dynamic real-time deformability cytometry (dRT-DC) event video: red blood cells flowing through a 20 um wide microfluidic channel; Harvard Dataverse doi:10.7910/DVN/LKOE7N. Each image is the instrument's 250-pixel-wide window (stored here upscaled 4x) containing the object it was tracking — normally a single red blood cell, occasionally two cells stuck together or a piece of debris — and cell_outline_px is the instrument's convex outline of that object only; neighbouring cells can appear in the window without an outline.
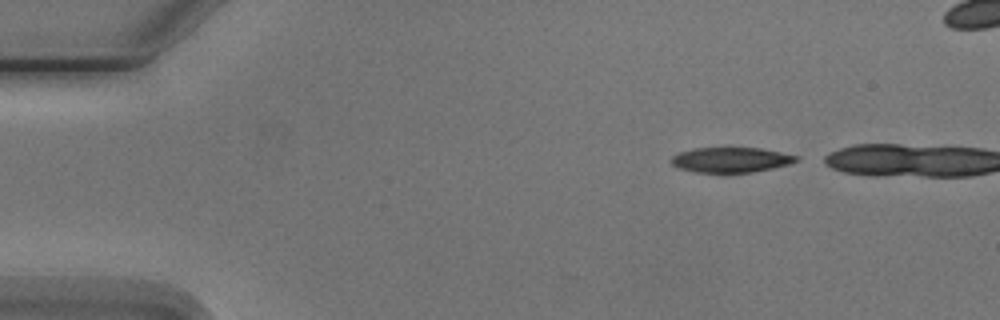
{"species": "Egyptian fruit bat (a non-hibernating species)", "species_latin": "Rousettus aegyptiacus", "temperature_condition": "cold", "stored_images_in_passage": 9, "camera_frame_rate_fps": 3000, "um_per_image_px": 0.085, "animal": {"sex": "male"}, "frame": {"image": 1, "passage_image": 1, "time_ms": 0.0, "image_size_px": [1000, 320], "cell_outline_px": [[800, 160], [788, 164], [772, 168], [752, 172], [724, 176], [720, 176], [696, 172], [680, 168], [672, 164], [672, 156], [680, 152], [696, 148], [760, 148], [800, 156]], "centroid_in_image_um": [62.14, 13.63], "position_along_channel_um": 22.9, "area_um2": 18.9}}
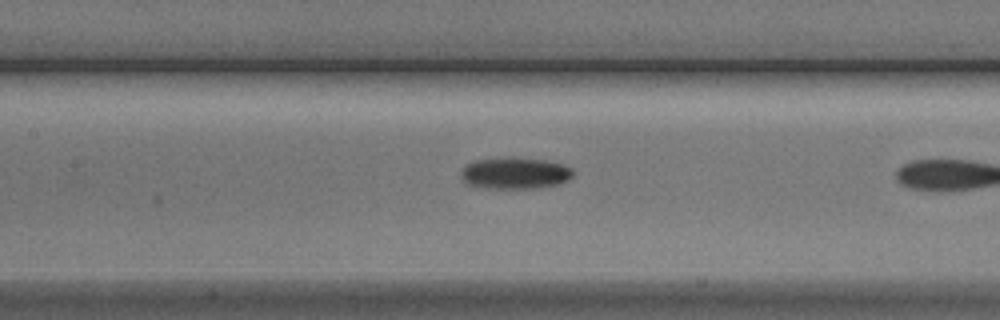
{"frame": {"image": 2, "passage_image": 7, "time_ms": 7.667, "image_size_px": [1000, 320], "cell_outline_px": [[572, 176], [568, 180], [560, 184], [536, 188], [480, 188], [468, 184], [460, 176], [460, 172], [464, 164], [476, 160], [544, 160], [564, 164], [572, 168]], "centroid_in_image_um": [43.77, 14.77], "position_along_channel_um": 163.6, "area_um2": 20.0}}